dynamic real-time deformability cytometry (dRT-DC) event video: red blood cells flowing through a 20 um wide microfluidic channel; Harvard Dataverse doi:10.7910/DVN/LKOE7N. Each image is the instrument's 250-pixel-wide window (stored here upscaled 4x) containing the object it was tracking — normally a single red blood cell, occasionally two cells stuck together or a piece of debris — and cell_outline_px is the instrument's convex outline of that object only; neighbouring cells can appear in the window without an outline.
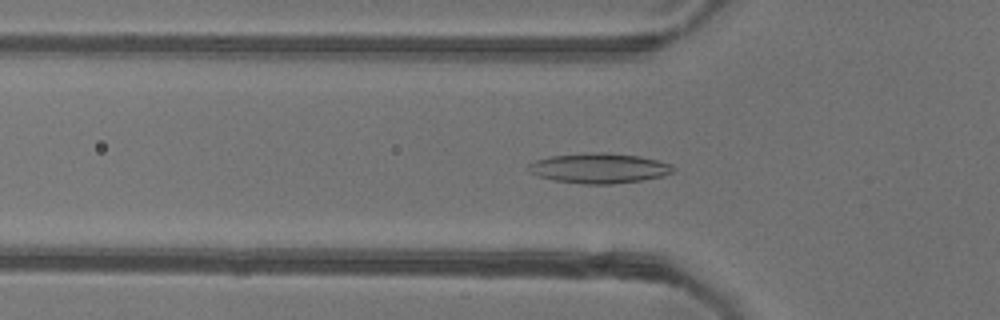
{"species": "common noctule bat (a hibernating species)", "species_latin": "Nyctalus noctula", "temperature_condition": "warm", "stored_images_in_passage": 52, "camera_frame_rate_fps": 3000, "um_per_image_px": 0.085, "animal": {"sex": "female"}, "frame": {"image": 1, "passage_image": 17, "time_ms": 5.333, "image_size_px": [1000, 320], "cell_outline_px": [[676, 168], [672, 172], [664, 176], [640, 180], [612, 184], [584, 184], [556, 180], [540, 176], [528, 172], [524, 168], [528, 164], [536, 160], [548, 156], [584, 152], [608, 152], [640, 156], [672, 164]], "centroid_in_image_um": [50.9, 14.28], "position_along_channel_um": 74.9, "area_um2": 25.61}}
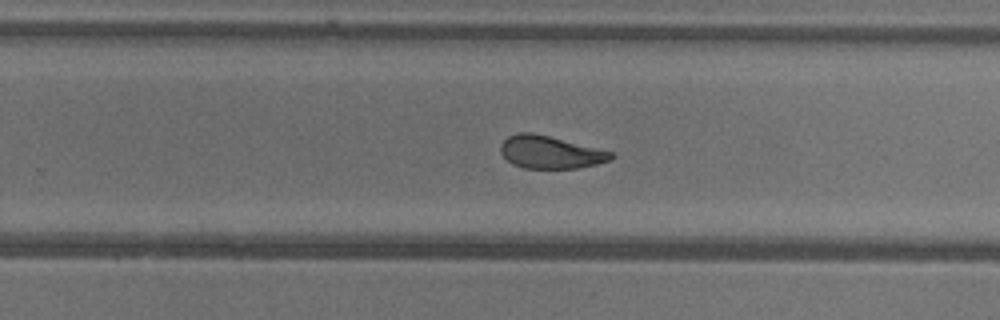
{"frame": {"image": 2, "passage_image": 33, "time_ms": 10.667, "image_size_px": [1000, 320], "cell_outline_px": [[616, 156], [612, 160], [596, 164], [576, 168], [524, 168], [512, 164], [500, 152], [500, 144], [508, 136], [516, 132], [532, 132], [616, 152]], "centroid_in_image_um": [46.81, 12.93], "position_along_channel_um": 283.0, "area_um2": 21.21}}
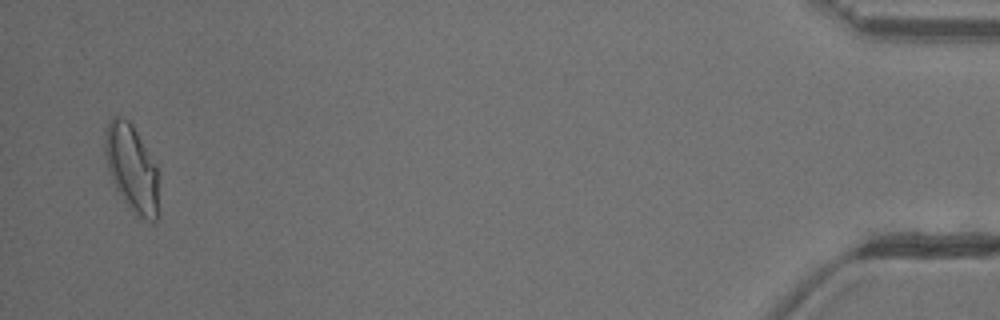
{"frame": {"image": 3, "passage_image": 51, "time_ms": 16.667, "image_size_px": [1000, 320], "cell_outline_px": [[156, 220], [152, 224], [136, 216], [116, 188], [112, 180], [108, 168], [104, 152], [104, 132], [108, 120], [112, 116], [120, 116], [128, 120], [132, 124], [156, 164]], "centroid_in_image_um": [11.15, 14.24], "position_along_channel_um": 424.0, "area_um2": 26.93}, "authors_computed_cell_mechanics": {"area_um2": 23.0911, "velocity_mm_per_s": 3.8859, "shape_relaxation_time_tau1_ms": null, "shape_relaxation_time_tau2_ms": 2.0876, "deformation_change_tau1": null, "deformation_change_tau2": 0.091}}